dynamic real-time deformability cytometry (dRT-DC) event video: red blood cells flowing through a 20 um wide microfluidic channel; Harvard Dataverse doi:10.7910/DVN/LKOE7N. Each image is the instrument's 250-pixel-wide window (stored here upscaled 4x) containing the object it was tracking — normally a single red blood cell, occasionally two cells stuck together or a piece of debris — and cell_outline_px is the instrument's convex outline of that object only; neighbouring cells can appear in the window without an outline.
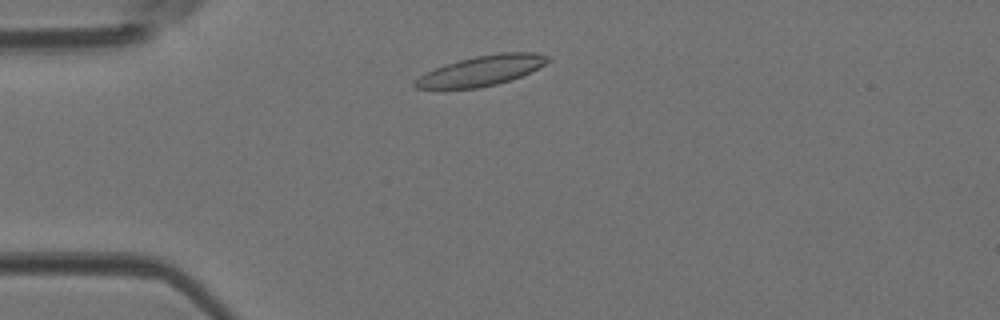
{"species": "Egyptian fruit bat (a non-hibernating species)", "species_latin": "Rousettus aegyptiacus", "temperature_condition": "room temperature", "stored_images_in_passage": 34, "camera_frame_rate_fps": 3000, "um_per_image_px": 0.085, "animal": {"sex": "female"}, "frame": {"image": 1, "passage_image": 5, "time_ms": 1.333, "image_size_px": [1000, 320], "cell_outline_px": [[552, 60], [512, 80], [496, 84], [476, 88], [416, 88], [412, 84], [420, 76], [444, 64], [456, 60], [476, 56], [500, 52], [536, 52], [552, 56]], "centroid_in_image_um": [40.97, 5.98], "position_along_channel_um": 44.0, "area_um2": 23.12}}
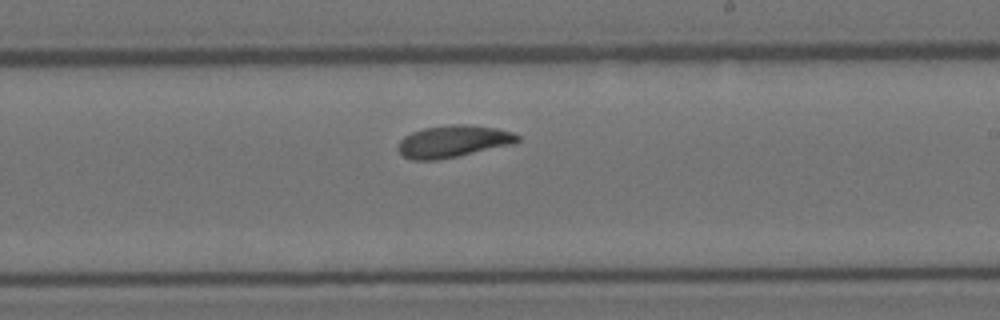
{"frame": {"image": 2, "passage_image": 21, "time_ms": 6.667, "image_size_px": [1000, 320], "cell_outline_px": [[520, 140], [512, 144], [456, 156], [436, 160], [412, 160], [404, 156], [396, 148], [400, 140], [404, 136], [412, 132], [424, 128], [452, 124], [464, 124], [496, 128], [512, 132], [520, 136]], "centroid_in_image_um": [38.49, 12.01], "position_along_channel_um": 250.5, "area_um2": 22.08}}
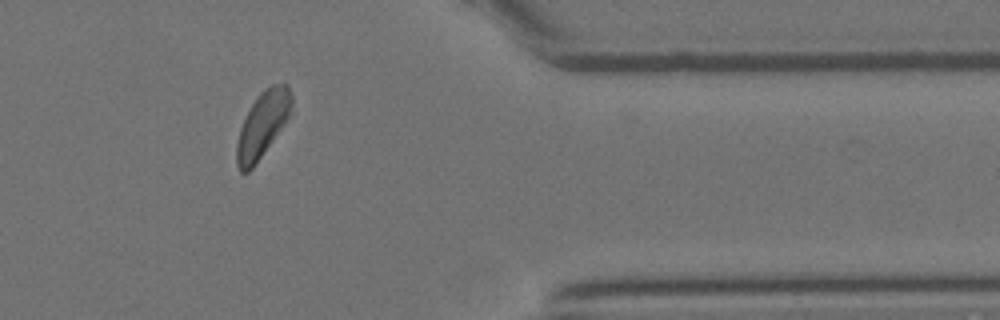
{"frame": {"image": 3, "passage_image": 32, "time_ms": 10.333, "image_size_px": [1000, 320], "cell_outline_px": [[292, 112], [284, 124], [252, 168], [248, 172], [240, 172], [236, 164], [236, 144], [240, 128], [256, 96], [264, 88], [272, 84], [288, 84], [292, 96]], "centroid_in_image_um": [22.32, 10.56], "position_along_channel_um": 389.1, "area_um2": 20.81}}